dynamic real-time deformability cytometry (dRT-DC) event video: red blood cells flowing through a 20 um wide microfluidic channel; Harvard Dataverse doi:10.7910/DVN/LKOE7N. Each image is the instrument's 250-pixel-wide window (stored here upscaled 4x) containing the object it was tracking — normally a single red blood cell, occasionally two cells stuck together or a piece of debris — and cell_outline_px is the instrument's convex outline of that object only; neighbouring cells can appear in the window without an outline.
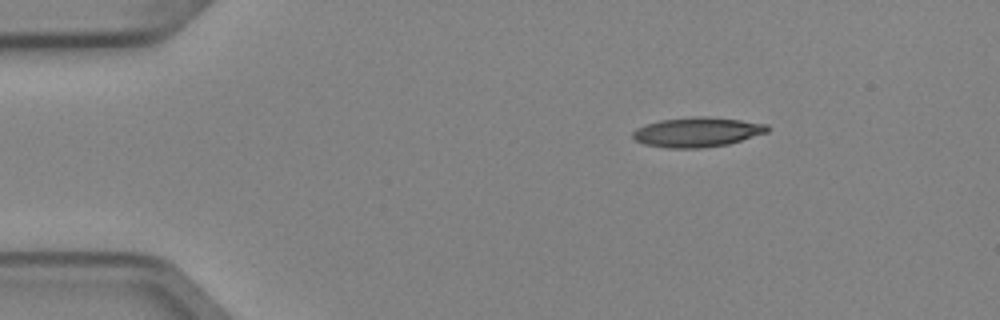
{"species": "Egyptian fruit bat (a non-hibernating species)", "species_latin": "Rousettus aegyptiacus", "temperature_condition": "cold", "stored_images_in_passage": 2, "camera_frame_rate_fps": 3000, "um_per_image_px": 0.085, "animal": {"sex": "female"}, "frame": {"image": 1, "passage_image": 1, "time_ms": 0.0, "image_size_px": [1000, 320], "cell_outline_px": [[768, 132], [728, 144], [700, 148], [668, 148], [644, 144], [636, 140], [632, 136], [632, 132], [636, 128], [660, 120], [692, 116], [708, 116], [740, 120], [768, 124]], "centroid_in_image_um": [59.26, 11.22], "position_along_channel_um": 25.7, "area_um2": 23.24}}